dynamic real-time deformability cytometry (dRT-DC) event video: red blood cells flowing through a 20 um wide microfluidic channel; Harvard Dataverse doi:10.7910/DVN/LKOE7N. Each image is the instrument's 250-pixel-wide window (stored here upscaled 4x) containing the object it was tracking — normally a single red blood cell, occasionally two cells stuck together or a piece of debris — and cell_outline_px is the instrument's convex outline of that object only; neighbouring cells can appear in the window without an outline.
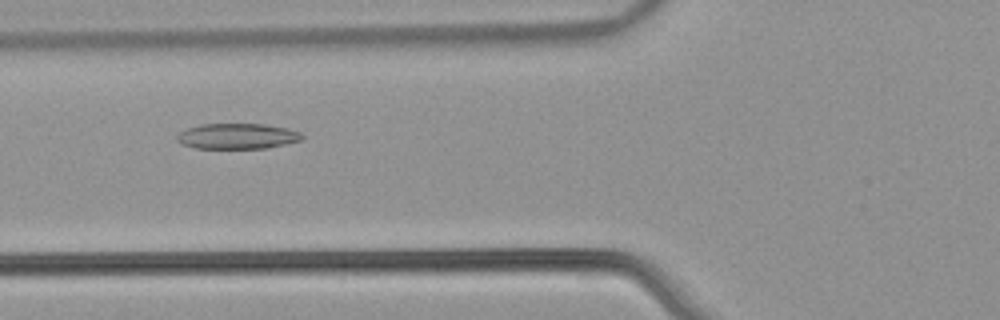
{"species": "common noctule bat (a hibernating species)", "species_latin": "Nyctalus noctula", "temperature_condition": "warm", "stored_images_in_passage": 42, "camera_frame_rate_fps": 3000, "um_per_image_px": 0.085, "animal": {"sex": "male", "body_mass_g": 21.5, "forearm_length_mm": 52.0}, "frame": {"image": 1, "passage_image": 20, "time_ms": 6.333, "image_size_px": [1000, 320], "cell_outline_px": [[304, 136], [300, 140], [268, 148], [196, 148], [180, 144], [176, 140], [176, 136], [180, 132], [188, 128], [200, 124], [264, 124], [288, 128], [300, 132]], "centroid_in_image_um": [20.15, 11.57], "position_along_channel_um": 105.6, "area_um2": 18.61}}
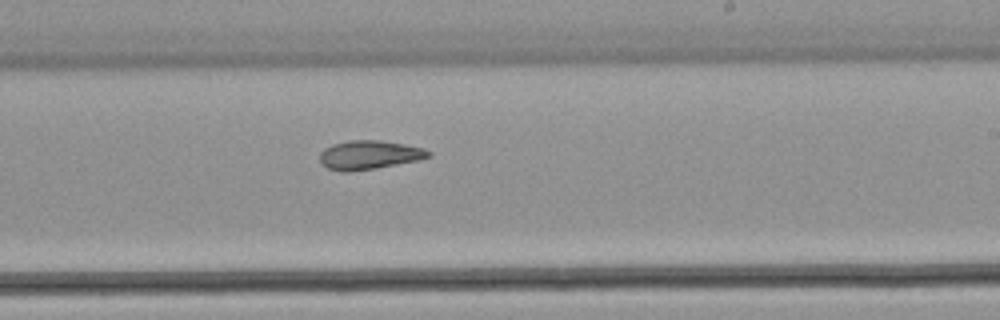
{"frame": {"image": 2, "passage_image": 32, "time_ms": 10.333, "image_size_px": [1000, 320], "cell_outline_px": [[432, 156], [420, 160], [348, 172], [344, 172], [328, 168], [320, 164], [320, 152], [324, 148], [332, 144], [348, 140], [380, 140], [404, 144], [424, 148], [432, 152]], "centroid_in_image_um": [31.38, 13.16], "position_along_channel_um": 257.6, "area_um2": 18.32}}
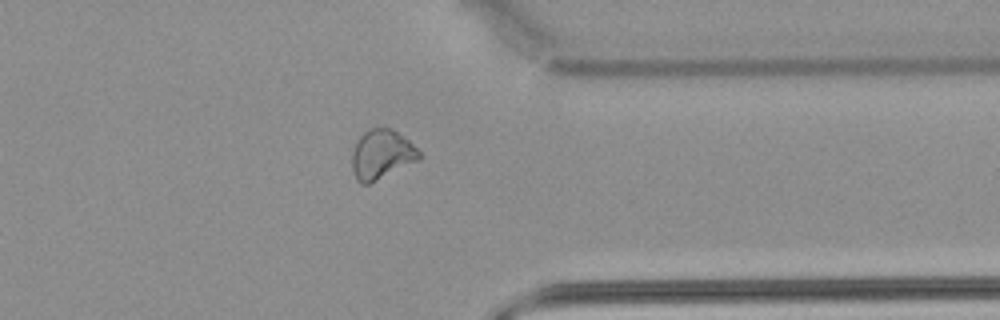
{"frame": {"image": 3, "passage_image": 42, "time_ms": 13.667, "image_size_px": [1000, 320], "cell_outline_px": [[420, 160], [368, 184], [360, 184], [356, 180], [352, 168], [352, 152], [356, 140], [368, 128], [392, 128], [408, 140], [420, 152]], "centroid_in_image_um": [32.41, 13.13], "position_along_channel_um": 379.0, "area_um2": 19.36}, "authors_computed_cell_mechanics": {"area_um2": 19.2474, "velocity_mm_per_s": 3.7972, "shape_relaxation_time_tau1_ms": null, "shape_relaxation_time_tau2_ms": 6.9471, "deformation_change_tau1": null, "deformation_change_tau2": 0.1409}}